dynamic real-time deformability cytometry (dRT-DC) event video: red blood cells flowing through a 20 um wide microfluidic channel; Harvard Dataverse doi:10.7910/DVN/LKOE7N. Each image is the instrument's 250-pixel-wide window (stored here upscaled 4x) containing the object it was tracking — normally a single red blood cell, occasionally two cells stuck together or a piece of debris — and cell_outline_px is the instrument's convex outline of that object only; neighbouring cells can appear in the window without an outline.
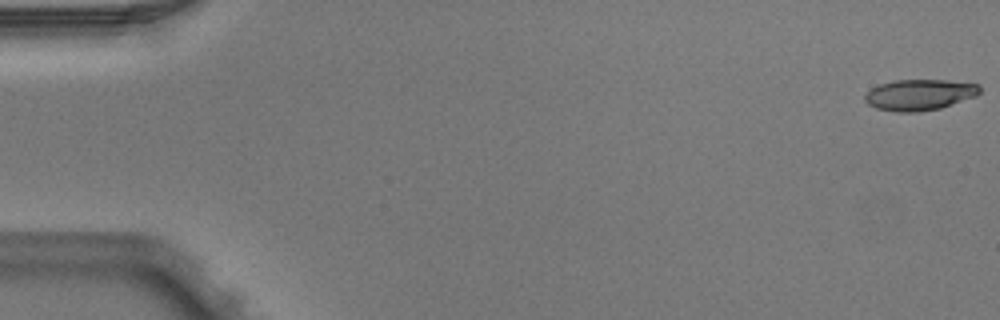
{"species": "Egyptian fruit bat (a non-hibernating species)", "species_latin": "Rousettus aegyptiacus", "temperature_condition": "warm", "stored_images_in_passage": 5, "camera_frame_rate_fps": 3000, "um_per_image_px": 0.085, "animal": {"sex": "male"}, "frame": {"image": 1, "passage_image": 1, "time_ms": 0.0, "image_size_px": [1000, 320], "cell_outline_px": [[980, 92], [976, 96], [940, 108], [916, 112], [896, 112], [876, 108], [868, 104], [864, 100], [864, 96], [872, 88], [880, 84], [896, 80], [948, 80], [980, 84]], "centroid_in_image_um": [78.16, 8.05], "position_along_channel_um": 6.8, "area_um2": 20.69}}
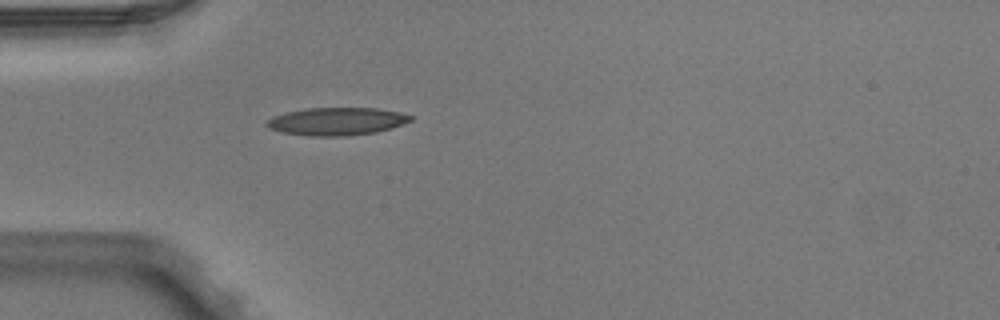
{"frame": {"image": 2, "passage_image": 5, "time_ms": 1.333, "image_size_px": [1000, 320], "cell_outline_px": [[412, 120], [392, 128], [376, 132], [348, 136], [312, 136], [284, 132], [268, 128], [264, 124], [272, 116], [304, 108], [376, 108], [400, 112], [412, 116]], "centroid_in_image_um": [28.62, 10.31], "position_along_channel_um": 56.4, "area_um2": 23.24}}